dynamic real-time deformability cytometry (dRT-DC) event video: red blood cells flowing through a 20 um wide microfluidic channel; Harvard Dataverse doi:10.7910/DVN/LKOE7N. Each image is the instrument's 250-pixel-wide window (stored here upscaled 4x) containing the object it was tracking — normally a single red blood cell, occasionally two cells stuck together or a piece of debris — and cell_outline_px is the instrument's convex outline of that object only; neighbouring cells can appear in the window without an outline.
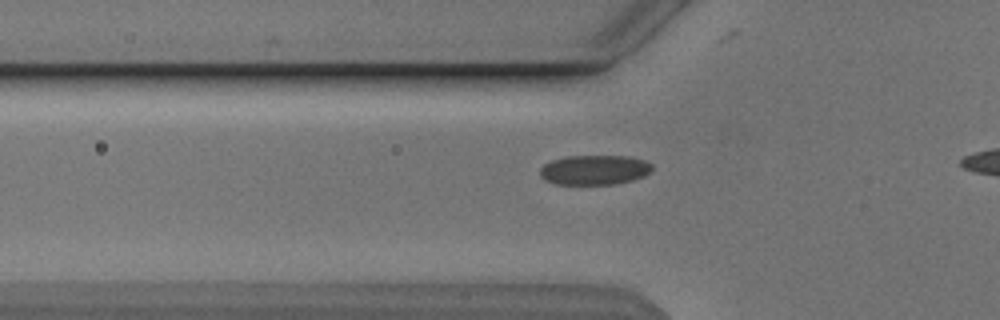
{"species": "Egyptian fruit bat (a non-hibernating species)", "species_latin": "Rousettus aegyptiacus", "temperature_condition": "cold", "stored_images_in_passage": 34, "camera_frame_rate_fps": 3000, "um_per_image_px": 0.085, "animal": {"sex": "male"}, "frame": {"image": 1, "passage_image": 8, "time_ms": 2.333, "image_size_px": [1000, 320], "cell_outline_px": [[652, 168], [644, 176], [632, 180], [616, 184], [556, 184], [544, 180], [540, 176], [540, 168], [544, 164], [552, 160], [568, 156], [632, 156], [644, 160], [652, 164]], "centroid_in_image_um": [50.52, 14.44], "position_along_channel_um": 75.3, "area_um2": 19.48}}
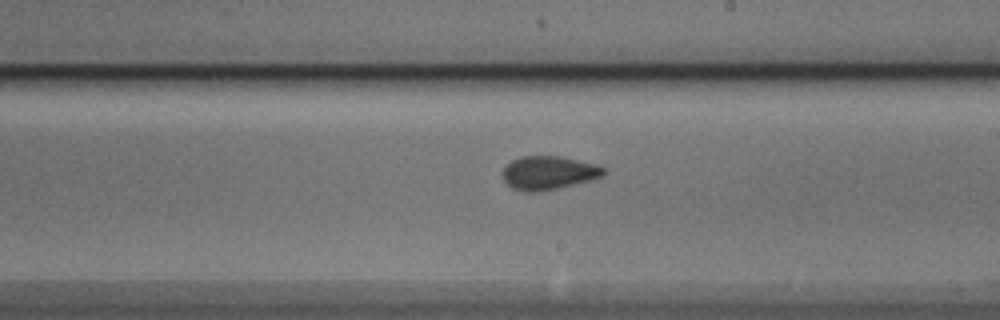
{"frame": {"image": 2, "passage_image": 21, "time_ms": 6.667, "image_size_px": [1000, 320], "cell_outline_px": [[604, 172], [600, 176], [588, 180], [544, 192], [524, 192], [512, 188], [504, 180], [500, 172], [512, 160], [520, 156], [560, 156], [600, 164], [604, 168]], "centroid_in_image_um": [46.59, 14.69], "position_along_channel_um": 242.4, "area_um2": 19.88}}
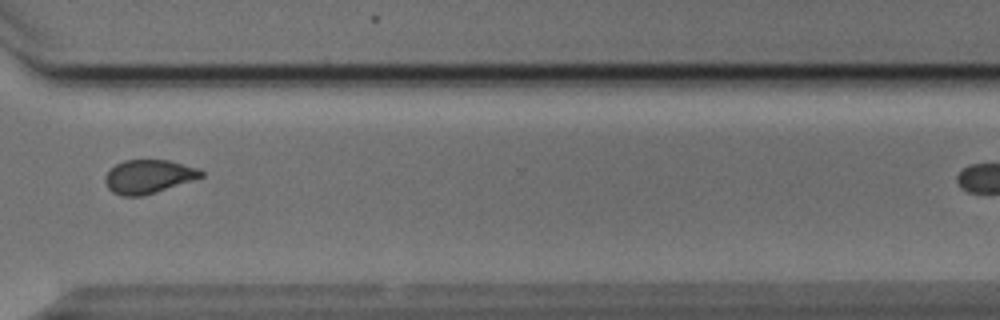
{"frame": {"image": 3, "passage_image": 30, "time_ms": 9.667, "image_size_px": [1000, 320], "cell_outline_px": [[204, 176], [144, 196], [124, 196], [112, 192], [108, 188], [104, 180], [104, 176], [116, 164], [124, 160], [168, 160], [200, 168], [204, 172]], "centroid_in_image_um": [12.63, 15.0], "position_along_channel_um": 358.0, "area_um2": 18.79}}